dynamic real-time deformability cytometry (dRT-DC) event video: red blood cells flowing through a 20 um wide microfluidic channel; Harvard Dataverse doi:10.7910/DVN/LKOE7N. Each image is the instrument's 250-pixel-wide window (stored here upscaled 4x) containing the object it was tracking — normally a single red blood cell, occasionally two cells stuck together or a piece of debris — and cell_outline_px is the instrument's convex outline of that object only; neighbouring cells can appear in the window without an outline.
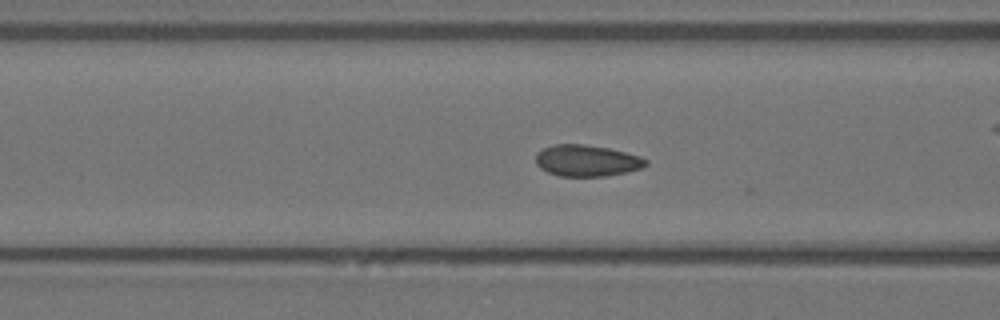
{"species": "Egyptian fruit bat (a non-hibernating species)", "species_latin": "Rousettus aegyptiacus", "temperature_condition": "warm", "stored_images_in_passage": 48, "camera_frame_rate_fps": 3000, "um_per_image_px": 0.085, "animal": {"sex": "female"}, "frame": {"image": 1, "passage_image": 22, "time_ms": 7.0, "image_size_px": [1000, 320], "cell_outline_px": [[648, 164], [640, 168], [624, 172], [604, 176], [560, 176], [548, 172], [540, 168], [536, 164], [536, 152], [544, 148], [556, 144], [584, 144], [608, 148], [640, 156], [648, 160]], "centroid_in_image_um": [49.85, 13.65], "position_along_channel_um": 116.7, "area_um2": 20.0}}
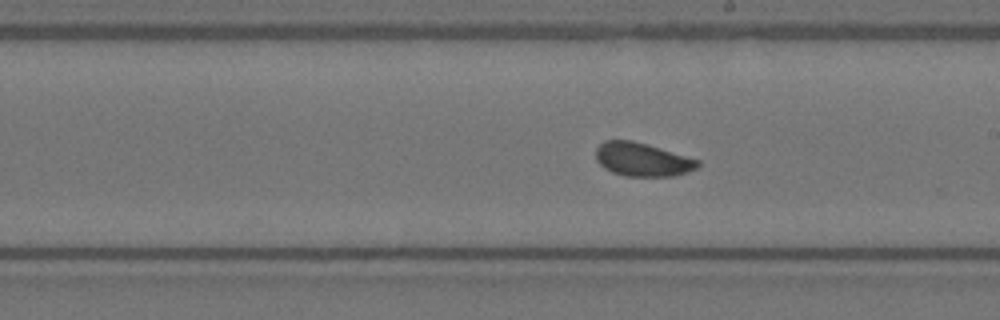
{"frame": {"image": 2, "passage_image": 32, "time_ms": 10.333, "image_size_px": [1000, 320], "cell_outline_px": [[700, 164], [696, 168], [688, 172], [672, 176], [624, 176], [612, 172], [604, 168], [596, 160], [596, 148], [604, 140], [632, 140], [648, 144], [700, 160]], "centroid_in_image_um": [54.59, 13.55], "position_along_channel_um": 234.4, "area_um2": 20.0}}
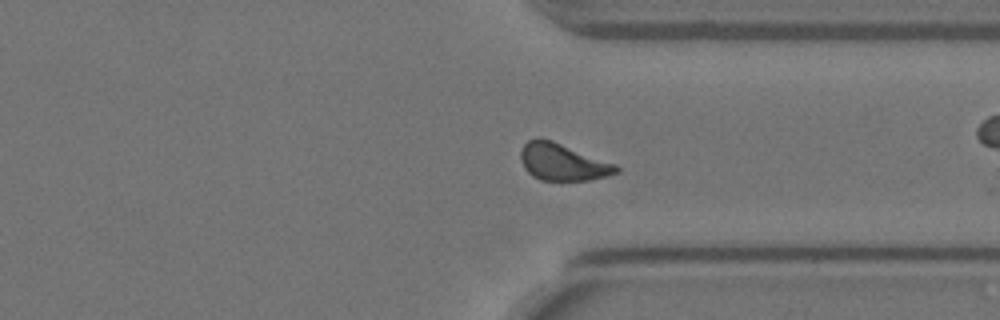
{"frame": {"image": 3, "passage_image": 43, "time_ms": 14.0, "image_size_px": [1000, 320], "cell_outline_px": [[620, 172], [608, 176], [588, 180], [540, 180], [532, 176], [524, 168], [520, 160], [520, 152], [524, 144], [528, 140], [536, 136], [540, 136], [552, 140], [616, 164], [620, 168]], "centroid_in_image_um": [47.81, 13.76], "position_along_channel_um": 363.6, "area_um2": 20.87}, "authors_computed_cell_mechanics": {"area_um2": 20.3456, "velocity_mm_per_s": 3.531, "shape_relaxation_time_tau1_ms": 2.5001, "shape_relaxation_time_tau2_ms": 5.1454, "deformation_change_tau1": 0.0471, "deformation_change_tau2": 0.069}}